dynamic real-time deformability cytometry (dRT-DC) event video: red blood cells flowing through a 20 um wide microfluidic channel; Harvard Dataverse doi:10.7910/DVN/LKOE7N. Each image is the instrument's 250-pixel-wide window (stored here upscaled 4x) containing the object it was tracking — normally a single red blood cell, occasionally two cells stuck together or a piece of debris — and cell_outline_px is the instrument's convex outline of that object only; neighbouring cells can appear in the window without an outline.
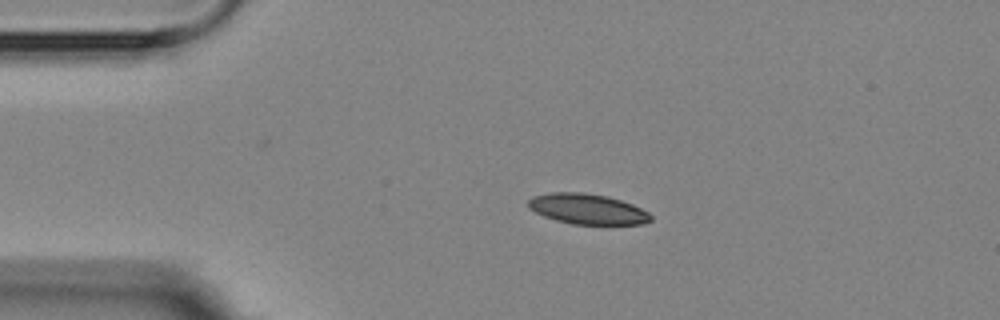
{"species": "Egyptian fruit bat (a non-hibernating species)", "species_latin": "Rousettus aegyptiacus", "temperature_condition": "room temperature", "stored_images_in_passage": 3, "segment_of_instrument_passage": [1, 2], "camera_frame_rate_fps": 3000, "um_per_image_px": 0.085, "animal": {"sex": "female"}, "frame": {"image": 1, "passage_image": 1, "time_ms": 0.0, "image_size_px": [1000, 320], "cell_outline_px": [[652, 220], [644, 224], [572, 224], [556, 220], [544, 216], [528, 208], [528, 200], [532, 196], [552, 192], [584, 192], [608, 196], [632, 204], [648, 212], [652, 216]], "centroid_in_image_um": [49.93, 17.76], "position_along_channel_um": 35.1, "area_um2": 21.73}}